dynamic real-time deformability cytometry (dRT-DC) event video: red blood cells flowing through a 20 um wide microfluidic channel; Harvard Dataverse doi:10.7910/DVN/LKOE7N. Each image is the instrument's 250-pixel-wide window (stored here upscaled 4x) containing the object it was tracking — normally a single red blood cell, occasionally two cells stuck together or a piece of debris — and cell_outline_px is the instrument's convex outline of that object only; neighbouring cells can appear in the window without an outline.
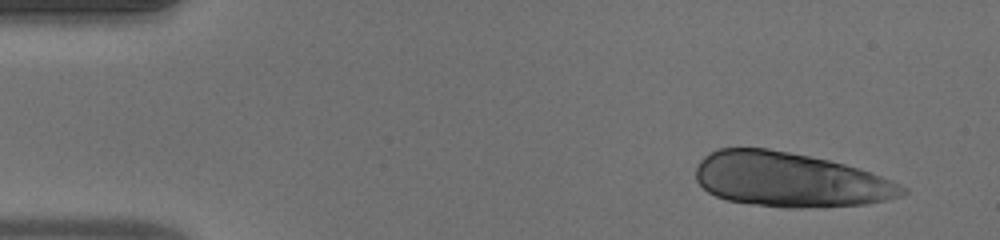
{"species": "human", "species_latin": "Homo sapiens", "temperature_condition": "warm", "stored_images_in_passage": 49, "camera_frame_rate_fps": 3000, "um_per_image_px": 0.085, "donor": {"sex": "male"}, "frame": {"image": 1, "passage_image": 4, "time_ms": 1.0, "image_size_px": [1000, 240], "cell_outline_px": [[908, 192], [904, 196], [888, 200], [868, 204], [800, 208], [784, 208], [752, 204], [728, 200], [716, 196], [708, 192], [696, 180], [696, 164], [704, 156], [720, 148], [768, 148], [828, 160], [844, 164], [892, 180], [908, 188]], "centroid_in_image_um": [67.16, 15.29], "position_along_channel_um": 17.8, "area_um2": 65.55}}
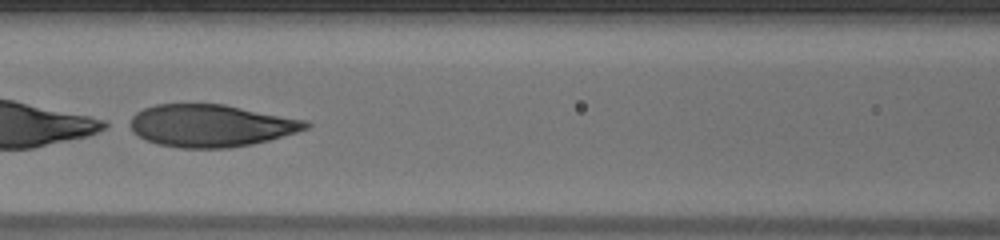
{"frame": {"image": 2, "passage_image": 22, "time_ms": 7.0, "image_size_px": [1000, 240], "cell_outline_px": [[312, 124], [308, 128], [296, 132], [268, 140], [252, 144], [228, 148], [180, 148], [160, 144], [148, 140], [132, 132], [124, 124], [136, 112], [144, 108], [156, 104], [224, 104], [308, 120]], "centroid_in_image_um": [17.89, 10.67], "position_along_channel_um": 148.7, "area_um2": 43.64}}
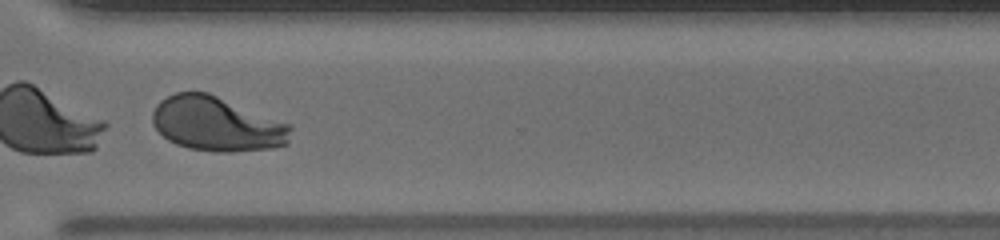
{"frame": {"image": 3, "passage_image": 37, "time_ms": 12.0, "image_size_px": [1000, 240], "cell_outline_px": [[292, 128], [288, 144], [272, 148], [232, 152], [216, 152], [188, 148], [176, 144], [168, 140], [152, 124], [152, 112], [156, 104], [160, 100], [176, 92], [208, 92], [292, 124]], "centroid_in_image_um": [18.45, 10.54], "position_along_channel_um": 352.2, "area_um2": 44.22}}